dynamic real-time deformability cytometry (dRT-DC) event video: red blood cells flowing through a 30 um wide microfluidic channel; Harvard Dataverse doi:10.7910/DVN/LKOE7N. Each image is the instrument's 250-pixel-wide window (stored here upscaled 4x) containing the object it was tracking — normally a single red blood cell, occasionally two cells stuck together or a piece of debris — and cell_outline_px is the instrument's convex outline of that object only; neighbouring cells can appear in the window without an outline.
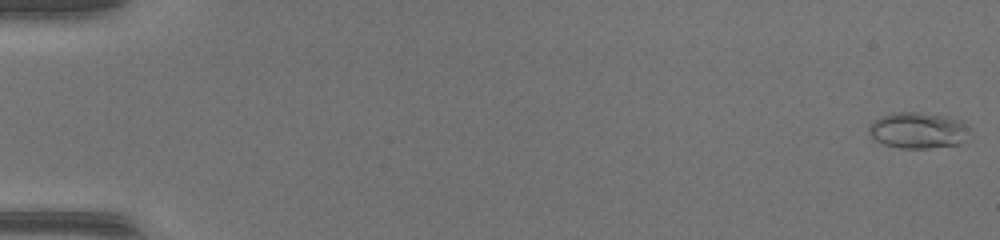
{"species": "common noctule bat (a hibernating species)", "species_latin": "Nyctalus noctula", "temperature_condition": "warm", "stored_images_in_passage": 51, "camera_frame_rate_fps": 3000, "um_per_image_px": 0.085, "animal": {"sex": "female", "body_mass_g": 17.0, "forearm_length_mm": 48.0}, "frame": {"image": 1, "passage_image": 1, "time_ms": 0.0, "image_size_px": [1000, 240], "cell_outline_px": [[972, 140], [956, 144], [928, 148], [900, 148], [884, 144], [876, 140], [868, 132], [868, 124], [872, 120], [880, 116], [892, 112], [920, 112], [948, 116], [960, 120], [968, 128], [972, 136]], "centroid_in_image_um": [78.06, 11.07], "position_along_channel_um": 6.9, "area_um2": 21.68}}
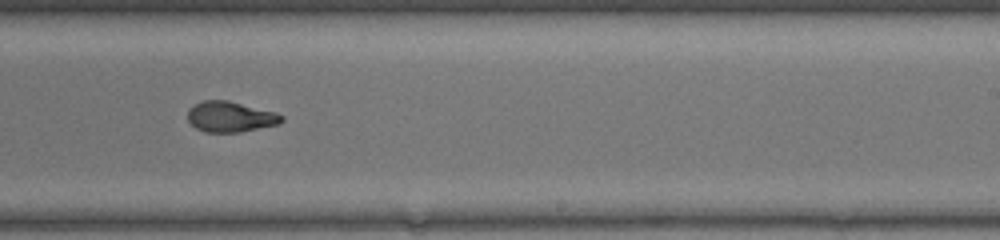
{"frame": {"image": 2, "passage_image": 33, "time_ms": 10.667, "image_size_px": [1000, 240], "cell_outline_px": [[284, 120], [280, 124], [240, 132], [204, 132], [196, 128], [188, 120], [188, 108], [192, 104], [204, 100], [228, 100], [276, 112], [284, 116]], "centroid_in_image_um": [19.59, 9.92], "position_along_channel_um": 269.4, "area_um2": 16.94}}
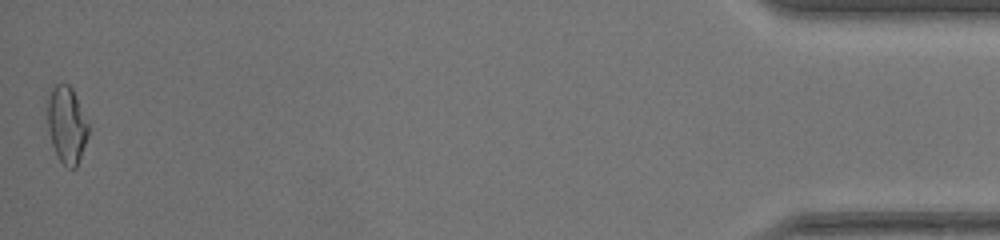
{"frame": {"image": 3, "passage_image": 51, "time_ms": 16.667, "image_size_px": [1000, 240], "cell_outline_px": [[88, 136], [76, 168], [68, 168], [56, 156], [52, 144], [48, 128], [48, 100], [52, 88], [56, 84], [68, 84], [72, 88], [76, 96], [88, 124]], "centroid_in_image_um": [5.67, 10.63], "position_along_channel_um": 429.5, "area_um2": 18.03}, "authors_computed_cell_mechanics": {"area_um2": 17.5134, "velocity_mm_per_s": 4.1798, "shape_relaxation_time_tau1_ms": null, "shape_relaxation_time_tau2_ms": 1.3875, "deformation_change_tau1": null, "deformation_change_tau2": 0.0774}}